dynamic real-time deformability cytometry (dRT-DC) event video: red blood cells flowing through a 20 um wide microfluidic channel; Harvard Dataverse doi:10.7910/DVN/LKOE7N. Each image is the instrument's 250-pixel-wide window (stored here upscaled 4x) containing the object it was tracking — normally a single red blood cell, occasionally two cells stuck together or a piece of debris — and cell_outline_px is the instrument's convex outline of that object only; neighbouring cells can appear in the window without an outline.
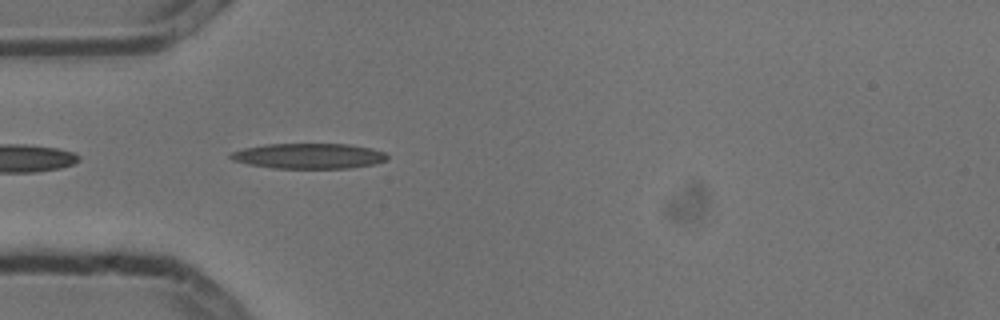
{"species": "common noctule bat (a hibernating species)", "species_latin": "Nyctalus noctula", "temperature_condition": "cold", "stored_images_in_passage": 4, "camera_frame_rate_fps": 3000, "um_per_image_px": 0.085, "animal": {"sex": "male", "body_mass_g": 13.3}, "frame": {"image": 1, "passage_image": 4, "time_ms": 1.0, "image_size_px": [1000, 320], "cell_outline_px": [[388, 160], [372, 164], [348, 168], [272, 168], [248, 164], [232, 160], [228, 156], [232, 152], [244, 148], [268, 144], [348, 144], [372, 148], [384, 152], [388, 156]], "centroid_in_image_um": [26.25, 13.26], "position_along_channel_um": 58.8, "area_um2": 23.06}}